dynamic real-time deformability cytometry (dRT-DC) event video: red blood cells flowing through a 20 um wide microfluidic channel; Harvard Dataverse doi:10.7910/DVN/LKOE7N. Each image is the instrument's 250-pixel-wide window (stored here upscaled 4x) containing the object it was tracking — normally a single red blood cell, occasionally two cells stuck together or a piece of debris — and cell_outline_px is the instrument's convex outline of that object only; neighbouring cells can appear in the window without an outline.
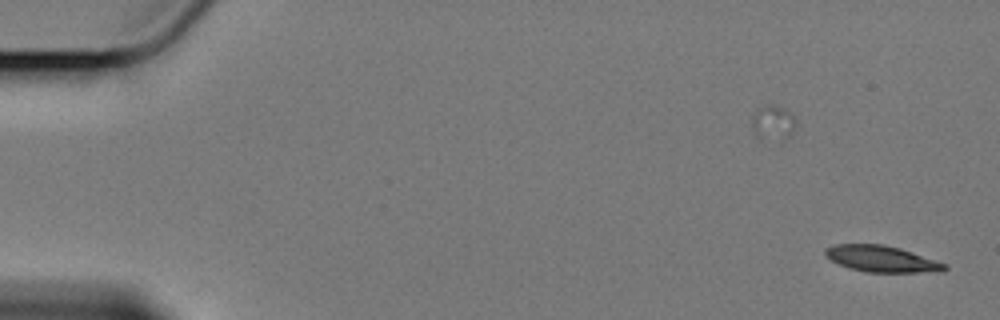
{"species": "Egyptian fruit bat (a non-hibernating species)", "species_latin": "Rousettus aegyptiacus", "temperature_condition": "cold", "stored_images_in_passage": 9, "camera_frame_rate_fps": 3000, "um_per_image_px": 0.085, "animal": {"sex": "female"}, "frame": {"image": 1, "passage_image": 1, "time_ms": 0.0, "image_size_px": [1000, 320], "cell_outline_px": [[948, 268], [940, 272], [868, 272], [848, 268], [824, 256], [824, 248], [832, 244], [884, 244], [900, 248], [948, 264]], "centroid_in_image_um": [74.93, 22.0], "position_along_channel_um": 10.1, "area_um2": 18.44}}